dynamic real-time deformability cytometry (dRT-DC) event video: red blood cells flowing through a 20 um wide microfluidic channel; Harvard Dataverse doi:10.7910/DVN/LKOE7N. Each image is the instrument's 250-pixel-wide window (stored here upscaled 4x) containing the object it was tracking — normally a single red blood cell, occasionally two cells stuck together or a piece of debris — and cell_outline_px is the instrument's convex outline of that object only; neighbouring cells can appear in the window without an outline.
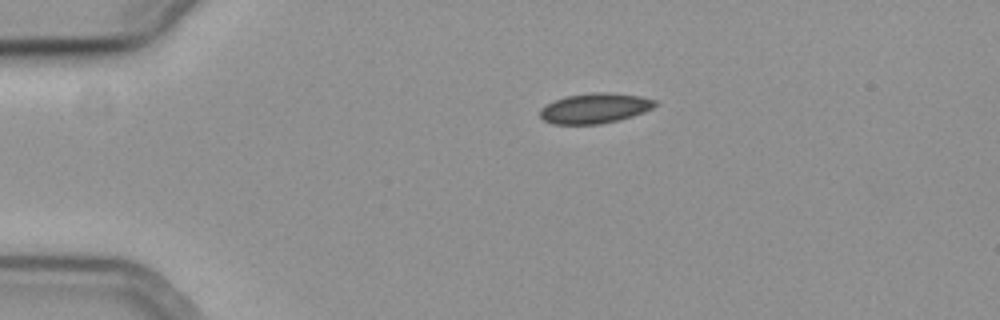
{"species": "common noctule bat (a hibernating species)", "species_latin": "Nyctalus noctula", "temperature_condition": "cold", "stored_images_in_passage": 8, "camera_frame_rate_fps": 3000, "um_per_image_px": 0.085, "animal": {"sex": "female", "body_mass_g": 19.3, "forearm_length_mm": 54.1}, "frame": {"image": 1, "passage_image": 1, "time_ms": 0.0, "image_size_px": [1000, 320], "cell_outline_px": [[656, 104], [652, 108], [644, 112], [620, 120], [600, 124], [552, 124], [544, 120], [540, 116], [540, 108], [564, 96], [592, 92], [612, 92], [640, 96], [656, 100]], "centroid_in_image_um": [50.57, 9.2], "position_along_channel_um": 34.4, "area_um2": 20.29}}